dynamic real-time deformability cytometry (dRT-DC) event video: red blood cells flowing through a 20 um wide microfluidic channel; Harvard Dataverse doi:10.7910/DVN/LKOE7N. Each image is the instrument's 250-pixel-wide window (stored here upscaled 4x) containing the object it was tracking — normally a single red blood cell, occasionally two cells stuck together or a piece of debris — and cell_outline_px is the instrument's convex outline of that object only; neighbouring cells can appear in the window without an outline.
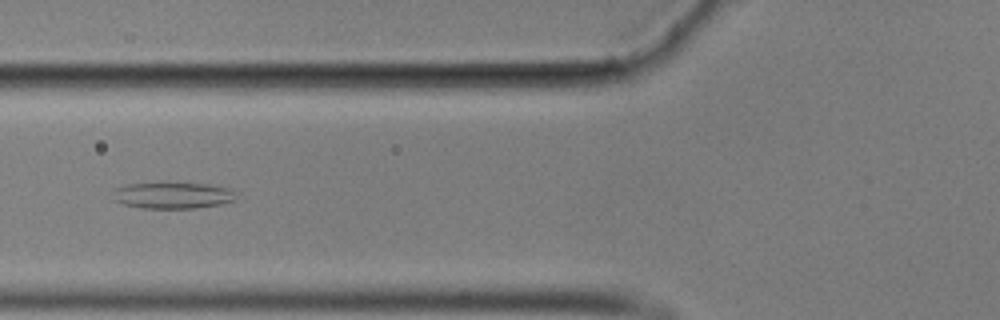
{"species": "common noctule bat (a hibernating species)", "species_latin": "Nyctalus noctula", "temperature_condition": "cold", "stored_images_in_passage": 56, "camera_frame_rate_fps": 3000, "um_per_image_px": 0.085, "animal": {"sex": "male", "body_mass_g": 17.9}, "frame": {"image": 1, "passage_image": 21, "time_ms": 6.667, "image_size_px": [1000, 320], "cell_outline_px": [[236, 200], [220, 204], [196, 208], [140, 208], [124, 204], [116, 200], [112, 192], [116, 188], [128, 184], [160, 180], [208, 184], [228, 188], [232, 192]], "centroid_in_image_um": [14.63, 16.56], "position_along_channel_um": 111.2, "area_um2": 19.54}}
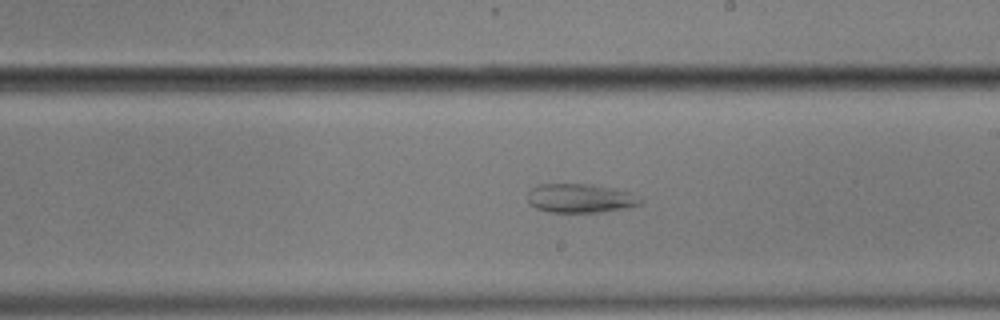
{"frame": {"image": 2, "passage_image": 32, "time_ms": 10.333, "image_size_px": [1000, 320], "cell_outline_px": [[644, 200], [640, 204], [628, 208], [600, 212], [548, 212], [536, 208], [528, 204], [528, 192], [532, 188], [540, 184], [592, 184], [612, 188], [628, 192]], "centroid_in_image_um": [49.31, 16.86], "position_along_channel_um": 239.7, "area_um2": 19.07}}
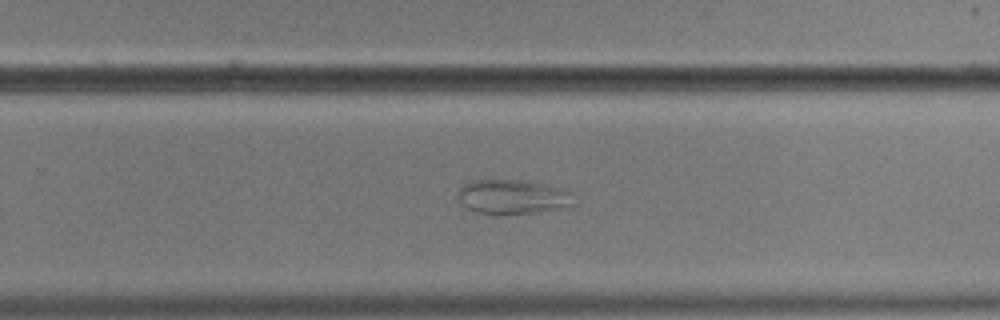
{"frame": {"image": 3, "passage_image": 36, "time_ms": 11.667, "image_size_px": [1000, 320], "cell_outline_px": [[576, 204], [540, 212], [476, 212], [460, 204], [456, 192], [464, 184], [472, 180], [528, 180], [548, 184], [564, 188], [572, 192]], "centroid_in_image_um": [43.61, 16.68], "position_along_channel_um": 286.2, "area_um2": 23.18}}